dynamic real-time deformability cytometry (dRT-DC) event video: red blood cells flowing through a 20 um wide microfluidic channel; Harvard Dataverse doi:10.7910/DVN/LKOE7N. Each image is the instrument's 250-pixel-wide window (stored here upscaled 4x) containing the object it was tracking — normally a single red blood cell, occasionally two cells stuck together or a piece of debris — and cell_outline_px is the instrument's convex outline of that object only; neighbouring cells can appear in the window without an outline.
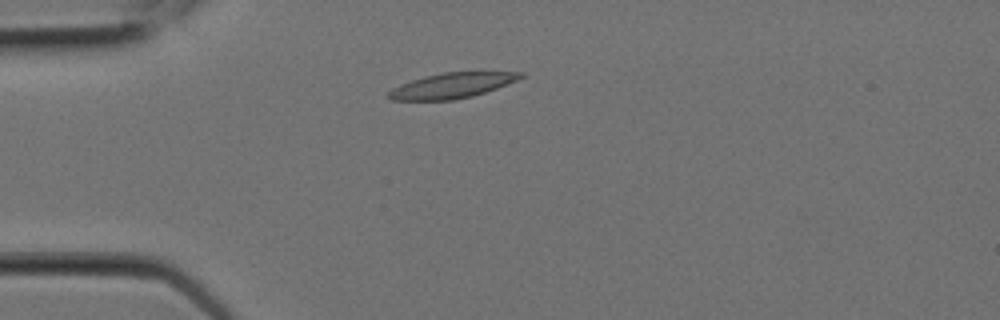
{"species": "Egyptian fruit bat (a non-hibernating species)", "species_latin": "Rousettus aegyptiacus", "temperature_condition": "room temperature", "stored_images_in_passage": 6, "camera_frame_rate_fps": 3000, "um_per_image_px": 0.085, "animal": {"sex": "female"}, "frame": {"image": 1, "passage_image": 3, "time_ms": 0.667, "image_size_px": [1000, 320], "cell_outline_px": [[524, 76], [516, 80], [496, 88], [472, 96], [452, 100], [392, 100], [384, 96], [392, 88], [400, 84], [424, 76], [444, 72], [524, 72]], "centroid_in_image_um": [38.35, 7.27], "position_along_channel_um": 46.7, "area_um2": 19.31}}
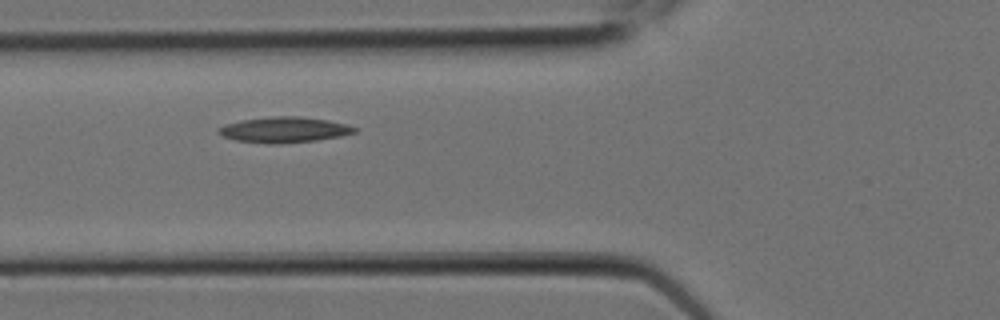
{"frame": {"image": 2, "passage_image": 5, "time_ms": 1.333, "image_size_px": [1000, 320], "cell_outline_px": [[360, 128], [356, 132], [340, 136], [316, 140], [280, 144], [268, 144], [236, 140], [224, 136], [216, 132], [224, 124], [240, 120], [272, 116], [300, 116], [328, 120], [348, 124]], "centroid_in_image_um": [24.19, 11.02], "position_along_channel_um": 101.6, "area_um2": 20.46}}
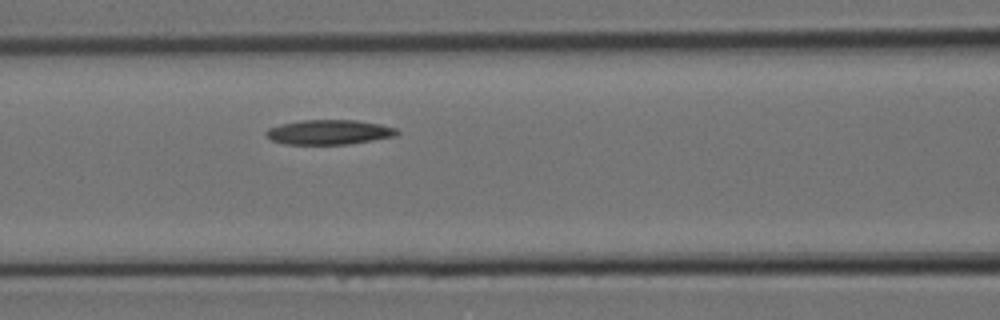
{"frame": {"image": 3, "passage_image": 6, "time_ms": 1.667, "image_size_px": [1000, 320], "cell_outline_px": [[400, 132], [396, 136], [348, 144], [284, 144], [272, 140], [264, 136], [264, 132], [268, 128], [280, 124], [300, 120], [356, 120], [380, 124], [396, 128]], "centroid_in_image_um": [27.94, 11.23], "position_along_channel_um": 138.7, "area_um2": 18.96}}